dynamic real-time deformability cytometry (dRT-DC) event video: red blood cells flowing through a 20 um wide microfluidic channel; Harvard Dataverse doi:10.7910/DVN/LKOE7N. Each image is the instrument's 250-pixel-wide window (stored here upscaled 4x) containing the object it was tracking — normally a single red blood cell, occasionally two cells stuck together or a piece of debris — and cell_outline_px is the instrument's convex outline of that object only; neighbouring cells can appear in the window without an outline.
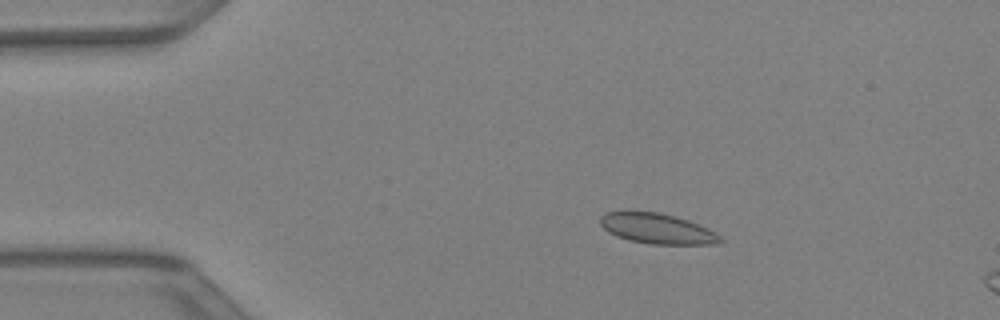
{"species": "Egyptian fruit bat (a non-hibernating species)", "species_latin": "Rousettus aegyptiacus", "temperature_condition": "warm", "stored_images_in_passage": 13, "camera_frame_rate_fps": 3000, "um_per_image_px": 0.085, "animal": {"sex": "female"}, "frame": {"image": 1, "passage_image": 8, "time_ms": 2.333, "image_size_px": [1000, 320], "cell_outline_px": [[724, 240], [716, 244], [652, 244], [628, 240], [616, 236], [608, 232], [600, 224], [600, 216], [604, 212], [656, 212], [688, 220], [708, 228], [716, 232]], "centroid_in_image_um": [55.86, 19.44], "position_along_channel_um": 29.1, "area_um2": 21.04}}